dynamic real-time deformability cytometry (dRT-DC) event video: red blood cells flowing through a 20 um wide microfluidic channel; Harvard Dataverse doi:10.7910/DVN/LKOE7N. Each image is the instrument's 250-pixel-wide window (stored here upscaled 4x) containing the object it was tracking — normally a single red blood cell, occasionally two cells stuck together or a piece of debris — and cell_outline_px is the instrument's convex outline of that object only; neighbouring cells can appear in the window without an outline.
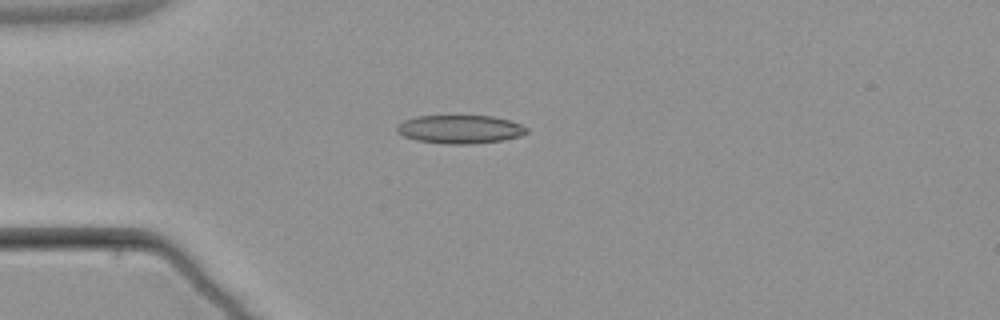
{"species": "common noctule bat (a hibernating species)", "species_latin": "Nyctalus noctula", "temperature_condition": "warm", "stored_images_in_passage": 3, "camera_frame_rate_fps": 3000, "um_per_image_px": 0.085, "animal": {"sex": "male", "body_mass_g": 21.5, "forearm_length_mm": 52.0}, "frame": {"image": 1, "passage_image": 3, "time_ms": 2.333, "image_size_px": [1000, 320], "cell_outline_px": [[528, 132], [520, 136], [504, 140], [472, 144], [444, 144], [416, 140], [404, 136], [396, 132], [396, 124], [404, 120], [416, 116], [492, 116], [508, 120], [520, 124], [528, 128]], "centroid_in_image_um": [39.08, 10.99], "position_along_channel_um": 45.9, "area_um2": 21.62}}